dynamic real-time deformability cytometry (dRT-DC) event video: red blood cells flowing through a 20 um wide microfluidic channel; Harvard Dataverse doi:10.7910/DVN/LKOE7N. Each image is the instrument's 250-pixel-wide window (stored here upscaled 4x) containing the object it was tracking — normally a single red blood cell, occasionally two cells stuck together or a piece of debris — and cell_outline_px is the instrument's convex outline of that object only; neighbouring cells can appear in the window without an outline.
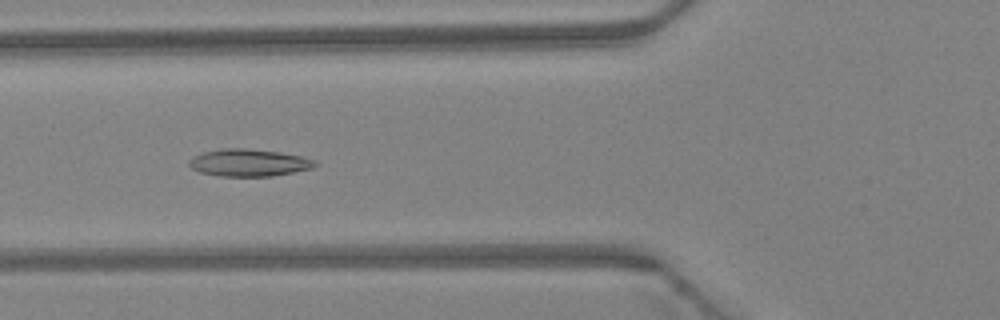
{"species": "Egyptian fruit bat (a non-hibernating species)", "species_latin": "Rousettus aegyptiacus", "temperature_condition": "warm", "stored_images_in_passage": 46, "camera_frame_rate_fps": 3000, "um_per_image_px": 0.085, "animal": {"sex": "female"}, "frame": {"image": 1, "passage_image": 17, "time_ms": 5.333, "image_size_px": [1000, 320], "cell_outline_px": [[320, 164], [312, 168], [272, 176], [220, 176], [200, 172], [192, 168], [188, 164], [188, 160], [192, 156], [204, 152], [224, 148], [244, 148], [280, 152], [300, 156], [316, 160]], "centroid_in_image_um": [21.15, 13.82], "position_along_channel_um": 104.6, "area_um2": 20.0}}
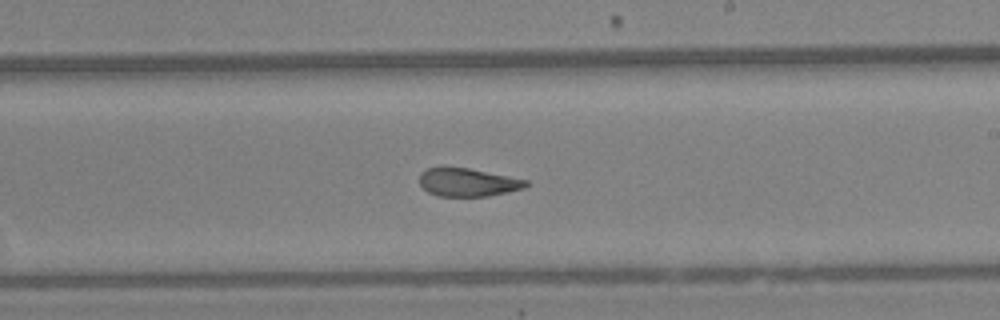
{"frame": {"image": 2, "passage_image": 27, "time_ms": 8.667, "image_size_px": [1000, 320], "cell_outline_px": [[528, 184], [524, 188], [508, 192], [488, 196], [440, 196], [428, 192], [420, 184], [420, 172], [428, 168], [468, 168], [528, 180]], "centroid_in_image_um": [39.77, 15.5], "position_along_channel_um": 249.2, "area_um2": 17.22}}
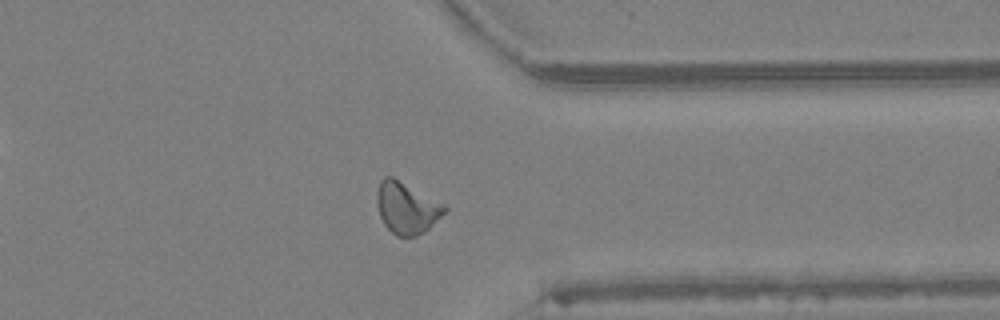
{"frame": {"image": 3, "passage_image": 36, "time_ms": 11.667, "image_size_px": [1000, 320], "cell_outline_px": [[448, 208], [424, 232], [416, 236], [396, 236], [384, 224], [380, 216], [376, 204], [376, 196], [380, 180], [384, 176], [392, 176], [444, 204]], "centroid_in_image_um": [34.52, 17.66], "position_along_channel_um": 376.9, "area_um2": 20.06}, "authors_computed_cell_mechanics": {"area_um2": 19.3341, "velocity_mm_per_s": 4.3622, "shape_relaxation_time_tau1_ms": 5.0098, "shape_relaxation_time_tau2_ms": 1.8515, "deformation_change_tau1": 0.1673, "deformation_change_tau2": 0.0986}}